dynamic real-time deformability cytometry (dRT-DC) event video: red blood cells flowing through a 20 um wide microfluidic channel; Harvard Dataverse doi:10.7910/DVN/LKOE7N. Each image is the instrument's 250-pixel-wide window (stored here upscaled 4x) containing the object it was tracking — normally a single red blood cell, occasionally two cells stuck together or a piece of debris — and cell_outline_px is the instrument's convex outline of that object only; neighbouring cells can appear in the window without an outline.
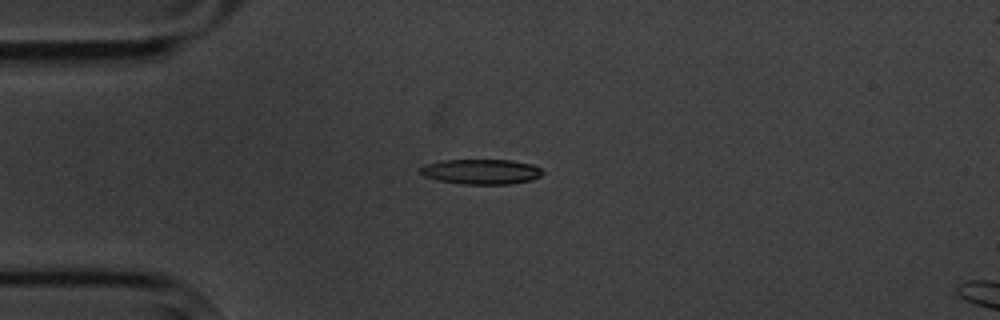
{"species": "common noctule bat (a hibernating species)", "species_latin": "Nyctalus noctula", "temperature_condition": "cold", "stored_images_in_passage": 13, "camera_frame_rate_fps": 3000, "um_per_image_px": 0.085, "animal": {"sex": "male", "body_mass_g": 20.1, "forearm_length_mm": 53.5}, "frame": {"image": 1, "passage_image": 4, "time_ms": 4.333, "image_size_px": [1000, 320], "cell_outline_px": [[544, 172], [540, 176], [532, 180], [508, 184], [460, 184], [436, 180], [424, 176], [420, 172], [420, 168], [424, 164], [444, 160], [512, 160], [532, 164], [540, 168]], "centroid_in_image_um": [40.89, 14.59], "position_along_channel_um": 44.1, "area_um2": 17.98}}
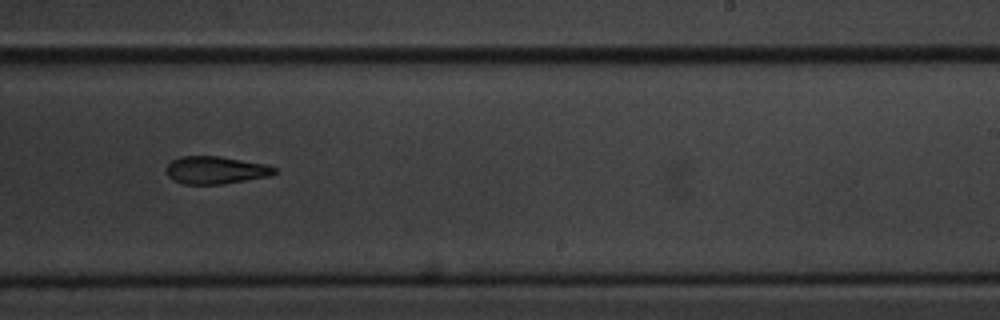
{"frame": {"image": 2, "passage_image": 10, "time_ms": 11.333, "image_size_px": [1000, 320], "cell_outline_px": [[276, 172], [268, 176], [224, 184], [184, 184], [172, 180], [168, 176], [164, 168], [172, 160], [180, 156], [220, 156], [268, 164], [276, 168]], "centroid_in_image_um": [18.3, 14.45], "position_along_channel_um": 270.7, "area_um2": 17.57}}
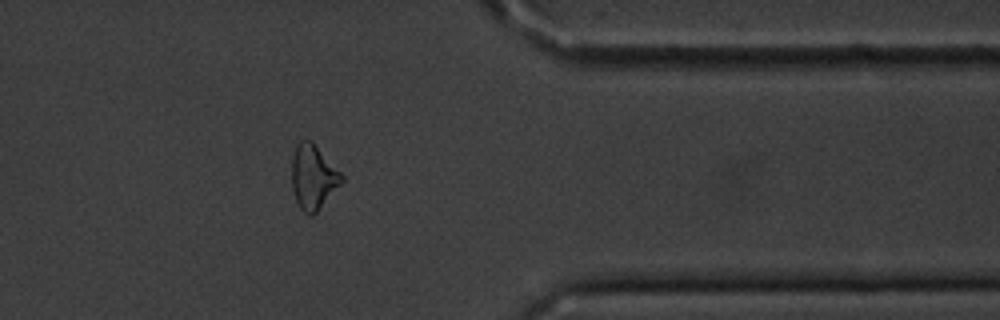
{"frame": {"image": 3, "passage_image": 13, "time_ms": 15.0, "image_size_px": [1000, 320], "cell_outline_px": [[344, 180], [316, 212], [312, 216], [308, 216], [300, 208], [296, 200], [292, 188], [292, 156], [296, 144], [300, 140], [312, 140], [344, 176]], "centroid_in_image_um": [26.61, 15.02], "position_along_channel_um": 384.8, "area_um2": 18.73}}